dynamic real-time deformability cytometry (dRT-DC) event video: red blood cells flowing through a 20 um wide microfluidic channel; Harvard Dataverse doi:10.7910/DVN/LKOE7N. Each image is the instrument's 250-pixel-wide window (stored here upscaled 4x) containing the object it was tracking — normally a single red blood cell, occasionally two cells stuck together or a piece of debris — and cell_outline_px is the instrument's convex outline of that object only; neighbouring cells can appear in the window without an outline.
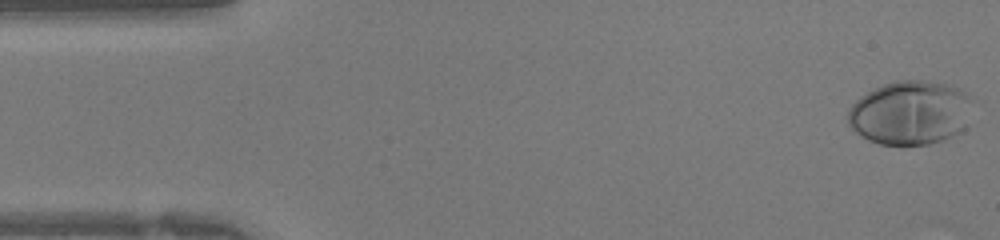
{"species": "human", "species_latin": "Homo sapiens", "temperature_condition": "warm", "stored_images_in_passage": 42, "camera_frame_rate_fps": 3000, "um_per_image_px": 0.085, "donor": {"sex": "female"}, "frame": {"image": 1, "passage_image": 1, "time_ms": 0.0, "image_size_px": [1000, 240], "cell_outline_px": [[968, 100], [964, 128], [960, 132], [944, 140], [928, 144], [904, 148], [880, 144], [868, 140], [860, 136], [848, 124], [848, 112], [852, 104], [860, 96], [884, 84], [896, 80], [924, 80], [944, 84], [956, 88], [964, 92], [968, 96]], "centroid_in_image_um": [77.28, 9.63], "position_along_channel_um": 7.7, "area_um2": 46.36}}
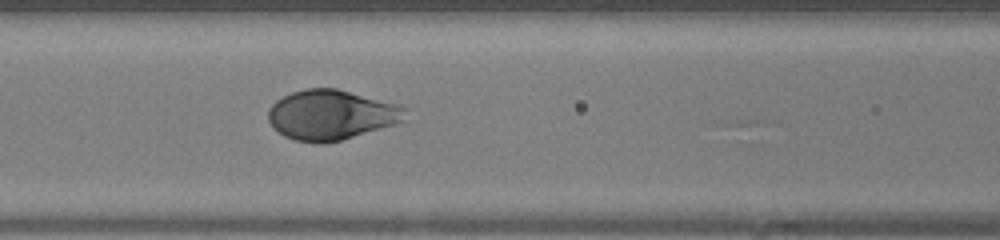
{"frame": {"image": 2, "passage_image": 17, "time_ms": 5.333, "image_size_px": [1000, 240], "cell_outline_px": [[408, 108], [404, 120], [396, 124], [340, 140], [296, 140], [284, 136], [272, 128], [268, 120], [268, 108], [276, 100], [292, 92], [304, 88], [336, 88], [396, 104]], "centroid_in_image_um": [28.14, 9.73], "position_along_channel_um": 138.5, "area_um2": 39.19}}
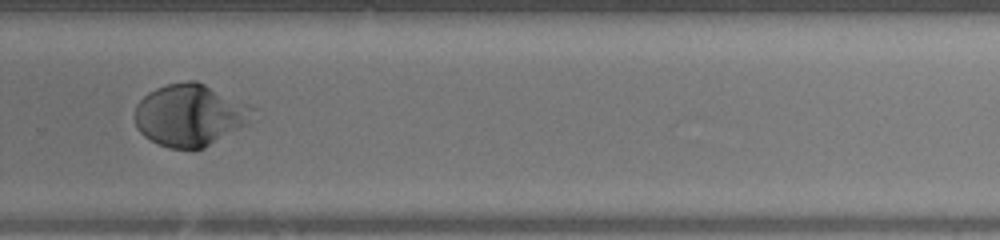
{"frame": {"image": 3, "passage_image": 28, "time_ms": 9.0, "image_size_px": [1000, 240], "cell_outline_px": [[256, 120], [204, 148], [192, 152], [168, 148], [144, 136], [136, 128], [136, 104], [148, 92], [156, 88], [168, 84], [188, 80], [196, 80], [252, 108]], "centroid_in_image_um": [16.13, 9.83], "position_along_channel_um": 313.7, "area_um2": 42.66}}